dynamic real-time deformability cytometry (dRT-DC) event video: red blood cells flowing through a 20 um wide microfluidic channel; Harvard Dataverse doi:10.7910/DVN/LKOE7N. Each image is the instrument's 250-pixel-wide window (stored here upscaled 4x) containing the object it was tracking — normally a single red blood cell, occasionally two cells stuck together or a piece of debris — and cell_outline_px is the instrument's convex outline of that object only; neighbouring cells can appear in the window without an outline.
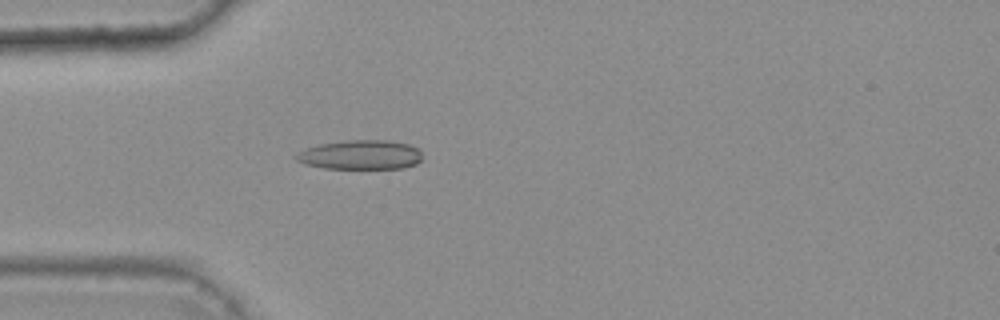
{"species": "common noctule bat (a hibernating species)", "species_latin": "Nyctalus noctula", "temperature_condition": "warm", "stored_images_in_passage": 32, "camera_frame_rate_fps": 3000, "um_per_image_px": 0.085, "animal": {"sex": "female", "body_mass_g": 25.1}, "frame": {"image": 1, "passage_image": 1, "time_ms": 0.0, "image_size_px": [1000, 320], "cell_outline_px": [[420, 160], [416, 164], [404, 168], [324, 168], [304, 164], [296, 160], [292, 156], [296, 152], [304, 148], [320, 144], [348, 140], [388, 140], [408, 144], [416, 148], [420, 152]], "centroid_in_image_um": [30.57, 13.16], "position_along_channel_um": 54.4, "area_um2": 21.62}}
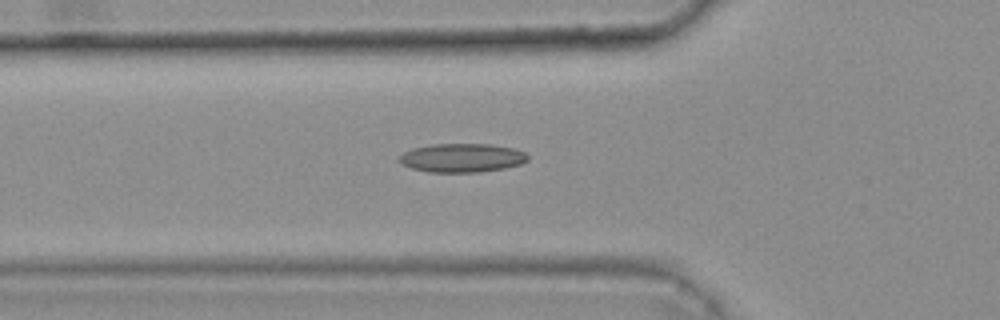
{"frame": {"image": 2, "passage_image": 4, "time_ms": 1.0, "image_size_px": [1000, 320], "cell_outline_px": [[528, 160], [520, 164], [504, 168], [480, 172], [428, 172], [412, 168], [400, 164], [396, 160], [396, 156], [412, 148], [432, 144], [492, 144], [512, 148], [524, 152], [528, 156]], "centroid_in_image_um": [39.2, 13.42], "position_along_channel_um": 86.6, "area_um2": 21.73}}
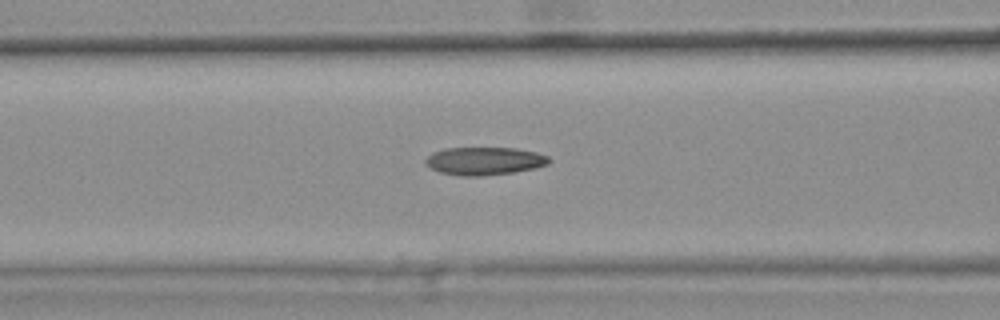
{"frame": {"image": 3, "passage_image": 7, "time_ms": 2.0, "image_size_px": [1000, 320], "cell_outline_px": [[548, 164], [536, 168], [512, 172], [484, 176], [460, 176], [440, 172], [432, 168], [424, 160], [432, 152], [444, 148], [516, 148], [536, 152], [548, 156]], "centroid_in_image_um": [41.17, 13.68], "position_along_channel_um": 125.4, "area_um2": 20.0}, "authors_computed_cell_mechanics": {"area_um2": 19.7676, "velocity_mm_per_s": 3.8333, "shape_relaxation_time_tau1_ms": null, "shape_relaxation_time_tau2_ms": 3.5706, "deformation_change_tau1": null, "deformation_change_tau2": 0.1228}}